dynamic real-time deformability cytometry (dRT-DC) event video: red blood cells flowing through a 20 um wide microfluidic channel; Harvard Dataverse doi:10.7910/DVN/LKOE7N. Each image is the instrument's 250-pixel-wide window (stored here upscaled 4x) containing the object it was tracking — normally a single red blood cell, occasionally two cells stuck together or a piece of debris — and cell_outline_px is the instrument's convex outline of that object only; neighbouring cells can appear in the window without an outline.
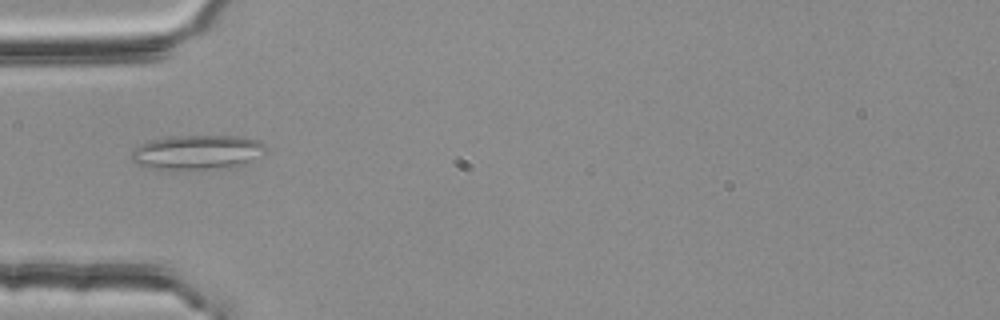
{"species": "common noctule bat (a hibernating species)", "species_latin": "Nyctalus noctula", "temperature_condition": "room temperature", "stored_images_in_passage": 39, "camera_frame_rate_fps": 3000, "um_per_image_px": 0.085, "animal": {"sex": "female", "body_mass_g": 25.1}, "frame": {"image": 1, "passage_image": 2, "time_ms": 0.333, "image_size_px": [1000, 320], "cell_outline_px": [[264, 152], [244, 164], [164, 172], [132, 164], [132, 152], [140, 144], [148, 140], [172, 136], [240, 136], [260, 140], [264, 144]], "centroid_in_image_um": [16.64, 12.95], "position_along_channel_um": 68.4, "area_um2": 27.22}}
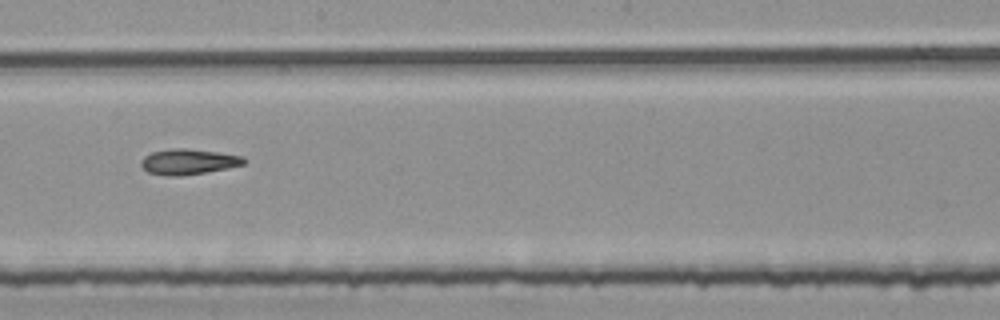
{"frame": {"image": 2, "passage_image": 15, "time_ms": 4.667, "image_size_px": [1000, 320], "cell_outline_px": [[248, 160], [244, 164], [228, 168], [180, 176], [168, 176], [148, 172], [140, 164], [140, 160], [144, 156], [152, 152], [172, 148], [188, 148], [220, 152], [244, 156]], "centroid_in_image_um": [16.04, 13.73], "position_along_channel_um": 232.2, "area_um2": 15.43}}
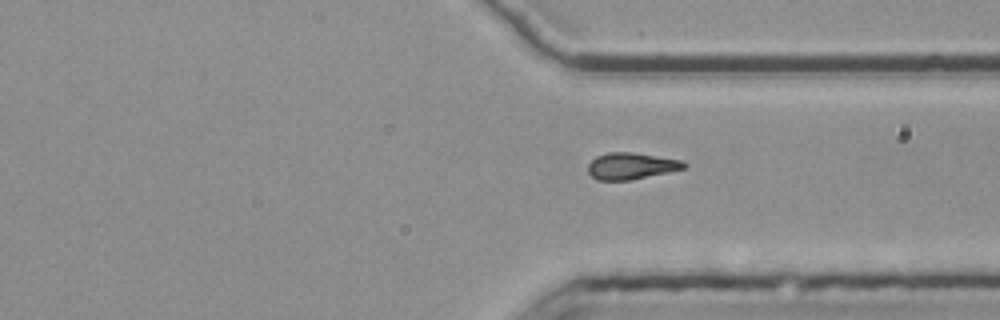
{"frame": {"image": 3, "passage_image": 25, "time_ms": 8.0, "image_size_px": [1000, 320], "cell_outline_px": [[688, 164], [684, 168], [668, 172], [632, 180], [596, 180], [588, 172], [588, 164], [596, 156], [608, 152], [632, 152], [684, 160]], "centroid_in_image_um": [53.66, 14.1], "position_along_channel_um": 357.7, "area_um2": 14.97}, "authors_computed_cell_mechanics": {"area_um2": 14.8546, "velocity_mm_per_s": 3.7739, "shape_relaxation_time_tau1_ms": null, "shape_relaxation_time_tau2_ms": 10.2723, "deformation_change_tau1": null, "deformation_change_tau2": 0.2021}}